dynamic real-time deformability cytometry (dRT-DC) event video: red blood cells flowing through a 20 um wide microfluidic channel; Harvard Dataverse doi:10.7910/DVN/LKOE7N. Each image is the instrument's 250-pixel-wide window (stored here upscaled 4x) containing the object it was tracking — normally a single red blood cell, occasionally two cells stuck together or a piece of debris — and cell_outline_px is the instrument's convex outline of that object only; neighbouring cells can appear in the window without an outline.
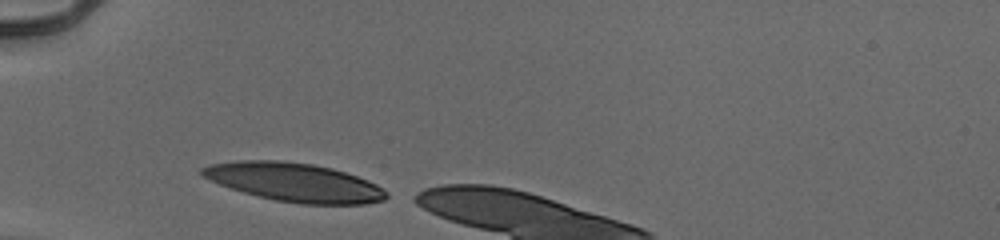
{"species": "human", "species_latin": "Homo sapiens", "temperature_condition": "cold", "stored_images_in_passage": 6, "camera_frame_rate_fps": 3000, "um_per_image_px": 0.085, "donor": {"sex": "male"}, "frame": {"image": 1, "passage_image": 1, "time_ms": 0.0, "image_size_px": [1000, 240], "cell_outline_px": [[388, 196], [384, 200], [364, 204], [300, 204], [276, 200], [244, 192], [220, 184], [200, 176], [200, 168], [208, 164], [236, 160], [284, 160], [312, 164], [332, 168], [368, 180], [376, 184], [388, 192]], "centroid_in_image_um": [25.0, 15.48], "position_along_channel_um": 60.0, "area_um2": 41.5}}